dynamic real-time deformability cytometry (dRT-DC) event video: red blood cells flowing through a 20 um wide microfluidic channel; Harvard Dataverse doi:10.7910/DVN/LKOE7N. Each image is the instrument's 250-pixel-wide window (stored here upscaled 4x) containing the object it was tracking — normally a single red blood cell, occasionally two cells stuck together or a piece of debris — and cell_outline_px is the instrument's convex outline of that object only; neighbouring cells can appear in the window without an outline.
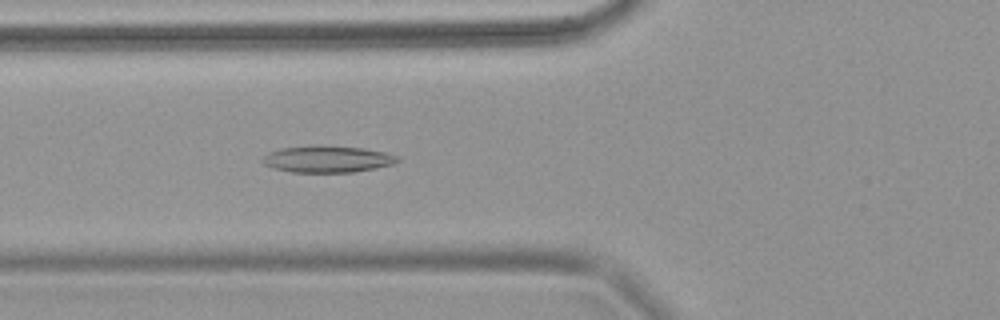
{"species": "common noctule bat (a hibernating species)", "species_latin": "Nyctalus noctula", "temperature_condition": "warm", "stored_images_in_passage": 68, "camera_frame_rate_fps": 3000, "um_per_image_px": 0.085, "animal": {"sex": "female", "body_mass_g": 18.4}, "frame": {"image": 1, "passage_image": 27, "time_ms": 8.667, "image_size_px": [1000, 320], "cell_outline_px": [[400, 160], [392, 164], [376, 168], [352, 172], [292, 172], [272, 168], [264, 164], [260, 160], [268, 152], [280, 148], [312, 144], [364, 148], [384, 152], [400, 156]], "centroid_in_image_um": [27.8, 13.51], "position_along_channel_um": 98.0, "area_um2": 21.33}}
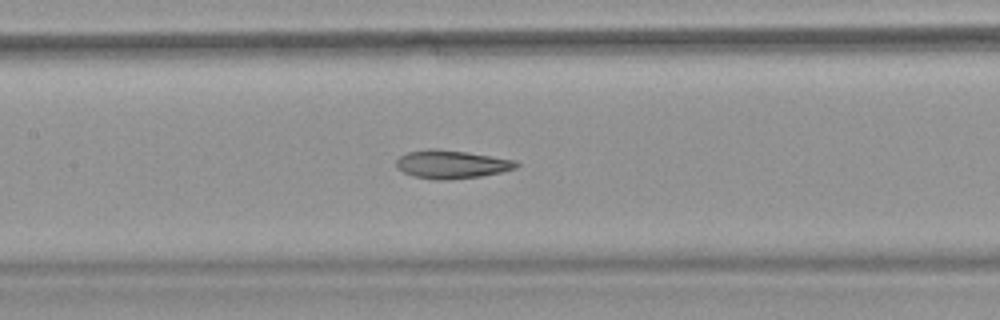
{"frame": {"image": 2, "passage_image": 34, "time_ms": 11.0, "image_size_px": [1000, 320], "cell_outline_px": [[520, 164], [516, 168], [500, 172], [480, 176], [448, 180], [436, 180], [416, 176], [404, 172], [396, 168], [396, 160], [400, 156], [408, 152], [428, 148], [436, 148], [464, 152], [516, 160]], "centroid_in_image_um": [38.36, 13.96], "position_along_channel_um": 169.0, "area_um2": 19.65}}
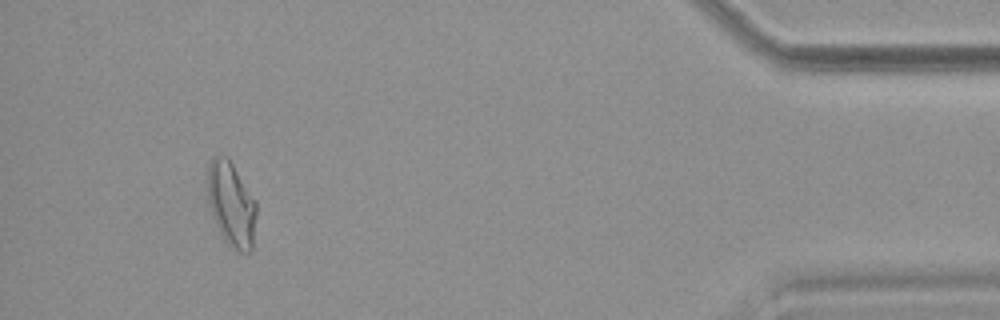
{"frame": {"image": 3, "passage_image": 64, "time_ms": 21.0, "image_size_px": [1000, 320], "cell_outline_px": [[256, 216], [252, 252], [240, 252], [228, 244], [220, 236], [208, 204], [208, 164], [212, 156], [228, 156], [256, 200]], "centroid_in_image_um": [19.66, 17.36], "position_along_channel_um": 415.5, "area_um2": 24.39}}